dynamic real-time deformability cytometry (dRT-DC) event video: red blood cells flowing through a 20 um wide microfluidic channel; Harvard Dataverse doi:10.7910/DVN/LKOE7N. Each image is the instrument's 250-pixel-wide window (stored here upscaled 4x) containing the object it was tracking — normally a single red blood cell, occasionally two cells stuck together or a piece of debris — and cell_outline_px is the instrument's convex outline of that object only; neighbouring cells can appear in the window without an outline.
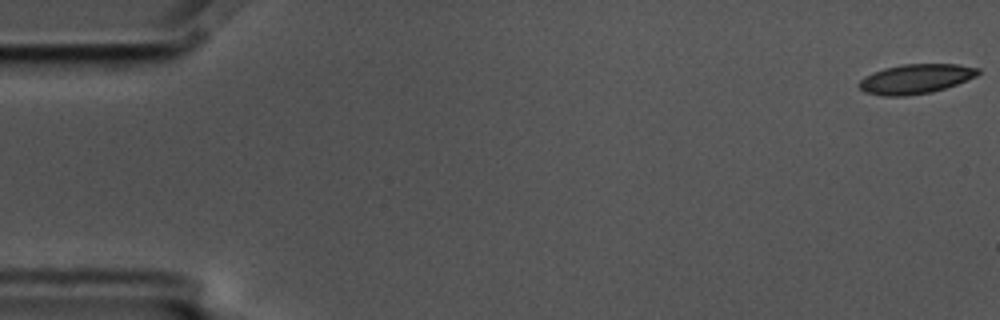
{"species": "common noctule bat (a hibernating species)", "species_latin": "Nyctalus noctula", "temperature_condition": "cold", "stored_images_in_passage": 6, "camera_frame_rate_fps": 3000, "um_per_image_px": 0.085, "animal": {"sex": "male", "body_mass_g": 17.5, "forearm_length_mm": 52.3}, "frame": {"image": 1, "passage_image": 1, "time_ms": 0.0, "image_size_px": [1000, 320], "cell_outline_px": [[980, 72], [976, 76], [956, 84], [932, 92], [904, 96], [880, 96], [864, 92], [856, 84], [864, 76], [872, 72], [884, 68], [904, 64], [960, 64], [980, 68]], "centroid_in_image_um": [77.79, 6.7], "position_along_channel_um": 7.2, "area_um2": 20.63}}
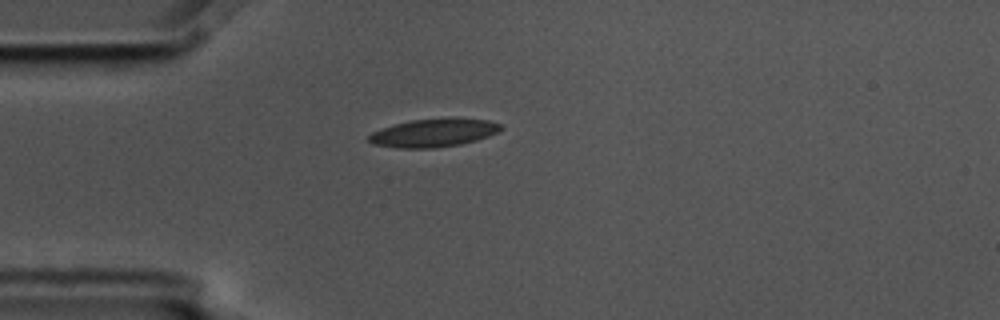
{"frame": {"image": 2, "passage_image": 5, "time_ms": 1.333, "image_size_px": [1000, 320], "cell_outline_px": [[504, 128], [500, 132], [476, 140], [460, 144], [432, 148], [396, 148], [372, 144], [368, 140], [368, 136], [372, 132], [396, 124], [412, 120], [488, 120], [500, 124]], "centroid_in_image_um": [36.83, 11.33], "position_along_channel_um": 48.2, "area_um2": 20.92}}